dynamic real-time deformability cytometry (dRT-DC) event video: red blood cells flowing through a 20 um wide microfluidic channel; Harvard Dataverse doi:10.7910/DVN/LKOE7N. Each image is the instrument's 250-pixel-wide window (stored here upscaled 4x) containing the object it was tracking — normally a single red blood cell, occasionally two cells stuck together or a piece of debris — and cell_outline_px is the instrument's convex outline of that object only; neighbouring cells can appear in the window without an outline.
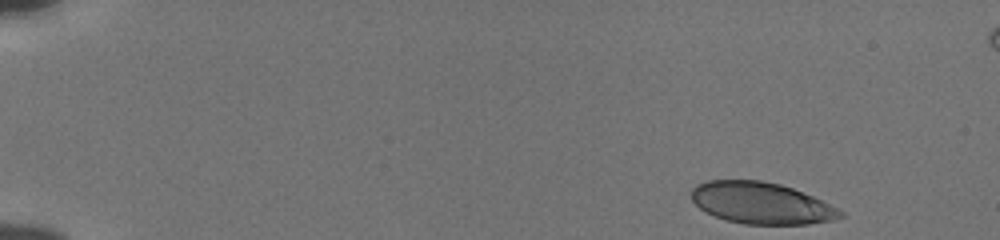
{"species": "human", "species_latin": "Homo sapiens", "temperature_condition": "cold", "stored_images_in_passage": 50, "camera_frame_rate_fps": 3000, "um_per_image_px": 0.085, "donor": {"sex": "male"}, "frame": {"image": 1, "passage_image": 1, "time_ms": 0.0, "image_size_px": [1000, 240], "cell_outline_px": [[844, 216], [832, 220], [808, 224], [744, 224], [728, 220], [704, 212], [692, 200], [692, 188], [696, 184], [708, 180], [760, 180], [780, 184], [792, 188], [812, 196], [844, 212]], "centroid_in_image_um": [64.68, 17.26], "position_along_channel_um": 20.3, "area_um2": 35.84}}
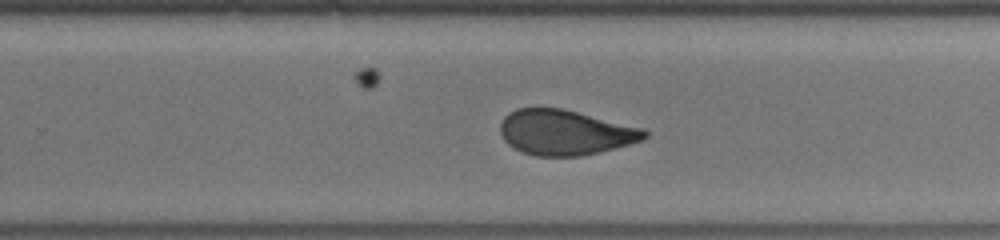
{"frame": {"image": 2, "passage_image": 32, "time_ms": 10.333, "image_size_px": [1000, 240], "cell_outline_px": [[648, 136], [644, 140], [600, 152], [580, 156], [536, 156], [524, 152], [508, 144], [504, 140], [500, 132], [500, 124], [504, 116], [508, 112], [516, 108], [564, 108], [644, 128], [648, 132]], "centroid_in_image_um": [48.06, 11.24], "position_along_channel_um": 281.7, "area_um2": 38.21}}
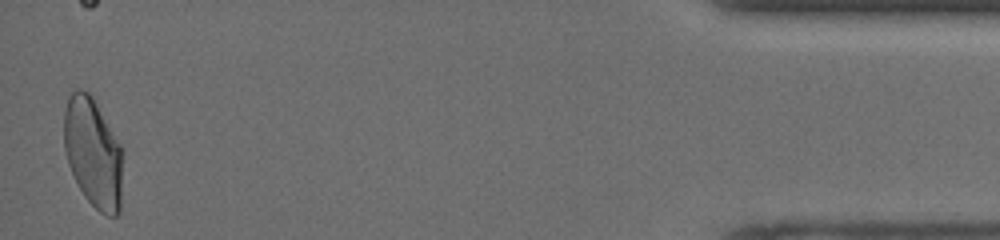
{"frame": {"image": 3, "passage_image": 49, "time_ms": 16.0, "image_size_px": [1000, 240], "cell_outline_px": [[120, 212], [116, 216], [108, 216], [100, 212], [84, 196], [68, 164], [64, 148], [64, 108], [68, 96], [76, 88], [80, 88], [88, 92], [92, 96], [120, 144]], "centroid_in_image_um": [7.87, 12.95], "position_along_channel_um": 427.3, "area_um2": 36.93}, "authors_computed_cell_mechanics": {"area_um2": 38.5237, "velocity_mm_per_s": 3.8364, "shape_relaxation_time_tau1_ms": 7.5389, "shape_relaxation_time_tau2_ms": 1.1497, "deformation_change_tau1": 0.1745, "deformation_change_tau2": 0.0624}}